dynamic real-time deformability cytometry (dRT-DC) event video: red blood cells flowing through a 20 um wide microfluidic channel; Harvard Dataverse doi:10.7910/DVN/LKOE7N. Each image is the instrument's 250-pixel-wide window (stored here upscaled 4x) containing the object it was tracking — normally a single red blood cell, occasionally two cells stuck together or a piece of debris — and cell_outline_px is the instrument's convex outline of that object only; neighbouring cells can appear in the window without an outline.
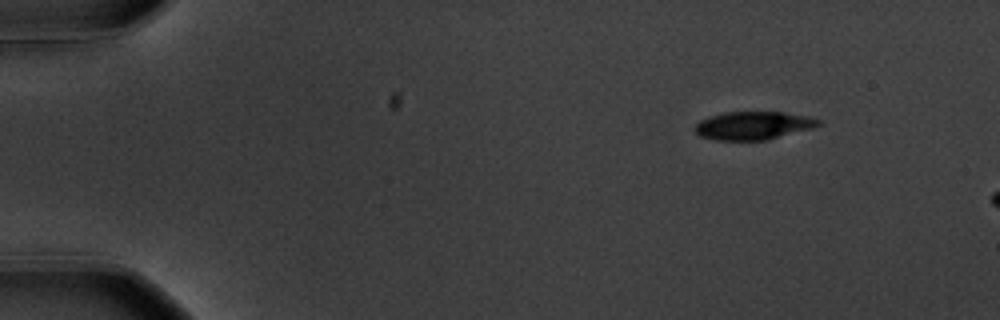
{"species": "common noctule bat (a hibernating species)", "species_latin": "Nyctalus noctula", "temperature_condition": "warm", "stored_images_in_passage": 7, "camera_frame_rate_fps": 3000, "um_per_image_px": 0.085, "animal": {"sex": "male", "body_mass_g": 20.1, "forearm_length_mm": 53.5}, "frame": {"image": 1, "passage_image": 1, "time_ms": 0.0, "image_size_px": [1000, 320], "cell_outline_px": [[820, 124], [812, 128], [768, 140], [716, 140], [700, 136], [692, 128], [700, 120], [708, 116], [724, 112], [784, 112], [808, 116], [820, 120]], "centroid_in_image_um": [63.99, 10.67], "position_along_channel_um": 21.0, "area_um2": 20.35}}